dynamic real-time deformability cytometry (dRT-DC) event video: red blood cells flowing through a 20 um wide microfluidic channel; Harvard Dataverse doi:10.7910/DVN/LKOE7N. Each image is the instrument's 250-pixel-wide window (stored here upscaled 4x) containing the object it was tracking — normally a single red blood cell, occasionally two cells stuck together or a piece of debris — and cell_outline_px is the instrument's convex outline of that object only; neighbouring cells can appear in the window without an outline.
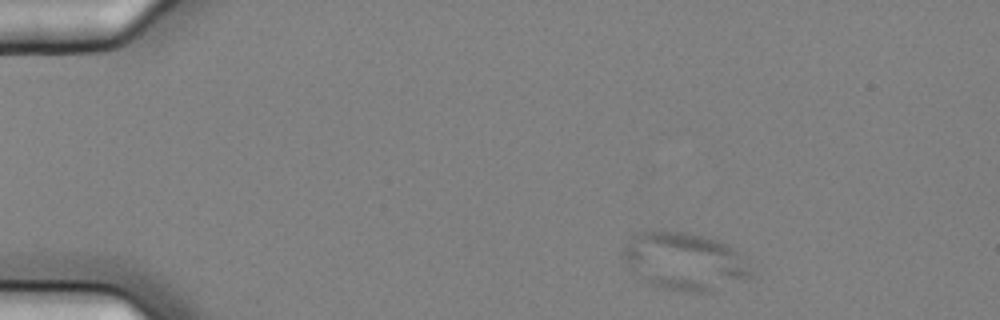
{"species": "common noctule bat (a hibernating species)", "species_latin": "Nyctalus noctula", "temperature_condition": "cold", "stored_images_in_passage": 10, "camera_frame_rate_fps": 3000, "um_per_image_px": 0.085, "animal": {"sex": "female", "body_mass_g": 25.1}, "frame": {"image": 1, "passage_image": 1, "time_ms": 0.0, "image_size_px": [1000, 320], "cell_outline_px": [[752, 276], [708, 292], [684, 292], [664, 288], [652, 284], [628, 268], [620, 252], [632, 232], [688, 232], [716, 240], [732, 248], [736, 252], [752, 272]], "centroid_in_image_um": [58.09, 22.2], "position_along_channel_um": 26.9, "area_um2": 42.19}}
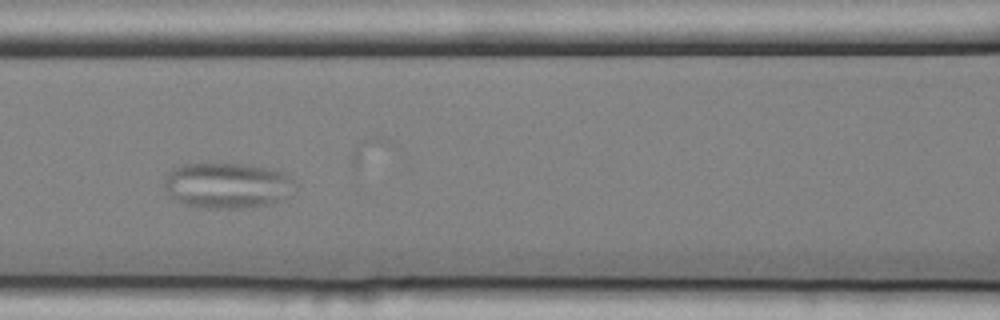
{"frame": {"image": 2, "passage_image": 6, "time_ms": 1.667, "image_size_px": [1000, 320], "cell_outline_px": [[300, 184], [280, 200], [272, 204], [248, 208], [204, 208], [184, 204], [176, 200], [164, 188], [164, 180], [168, 172], [184, 164], [248, 164], [272, 168], [284, 172], [296, 180]], "centroid_in_image_um": [19.38, 15.76], "position_along_channel_um": 147.2, "area_um2": 35.14}}
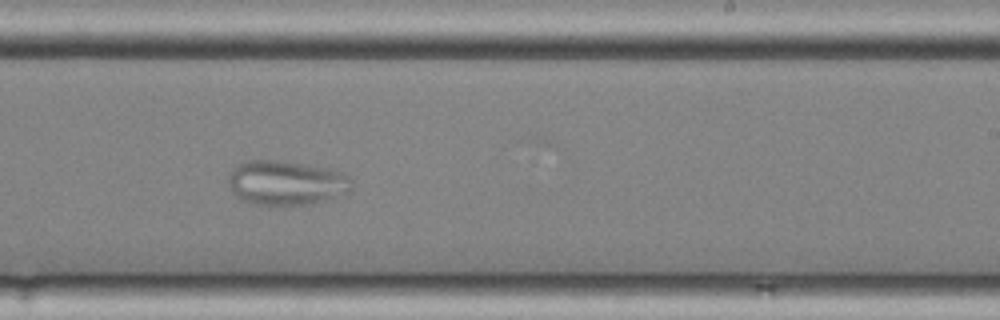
{"frame": {"image": 3, "passage_image": 9, "time_ms": 2.667, "image_size_px": [1000, 320], "cell_outline_px": [[352, 188], [348, 192], [336, 196], [308, 204], [248, 204], [240, 200], [232, 192], [228, 184], [228, 176], [232, 168], [244, 160], [280, 160], [328, 168], [344, 172], [352, 180]], "centroid_in_image_um": [24.28, 15.52], "position_along_channel_um": 264.7, "area_um2": 32.14}}